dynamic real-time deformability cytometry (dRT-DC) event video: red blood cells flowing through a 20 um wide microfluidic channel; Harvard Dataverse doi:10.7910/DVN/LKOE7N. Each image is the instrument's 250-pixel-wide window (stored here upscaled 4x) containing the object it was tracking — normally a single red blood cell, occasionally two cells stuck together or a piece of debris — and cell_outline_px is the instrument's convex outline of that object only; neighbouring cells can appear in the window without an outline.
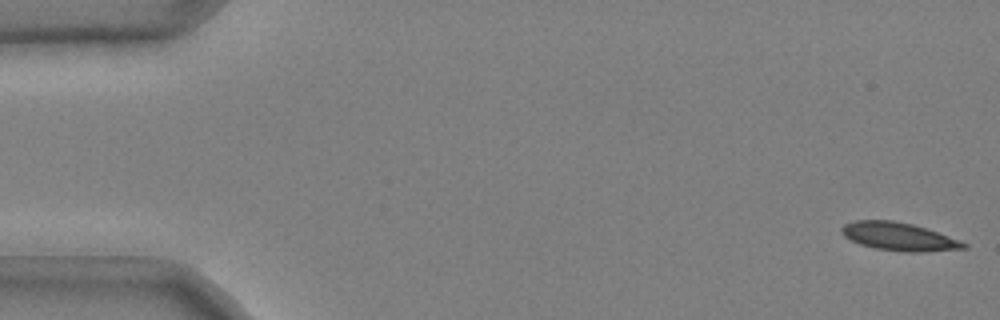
{"species": "common noctule bat (a hibernating species)", "species_latin": "Nyctalus noctula", "temperature_condition": "cold", "stored_images_in_passage": 52, "camera_frame_rate_fps": 3000, "um_per_image_px": 0.085, "animal": {"sex": "male", "body_mass_g": 20.4}, "frame": {"image": 1, "passage_image": 1, "time_ms": 0.0, "image_size_px": [1000, 320], "cell_outline_px": [[968, 248], [924, 252], [908, 252], [876, 248], [860, 244], [844, 236], [840, 232], [840, 228], [844, 224], [856, 220], [892, 220], [912, 224], [960, 240], [968, 244]], "centroid_in_image_um": [76.39, 20.11], "position_along_channel_um": 8.6, "area_um2": 19.83}}
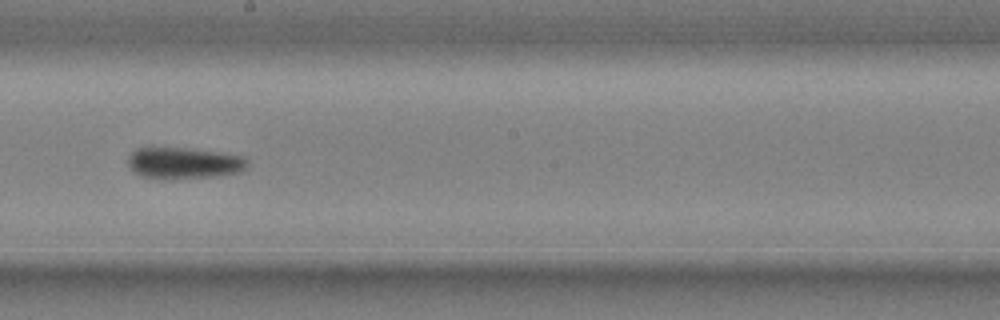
{"frame": {"image": 2, "passage_image": 30, "time_ms": 9.667, "image_size_px": [1000, 320], "cell_outline_px": [[248, 164], [240, 172], [216, 176], [172, 180], [160, 180], [140, 176], [128, 168], [128, 156], [136, 148], [152, 144], [220, 152], [244, 156], [248, 160]], "centroid_in_image_um": [15.53, 13.84], "position_along_channel_um": 232.7, "area_um2": 23.06}}
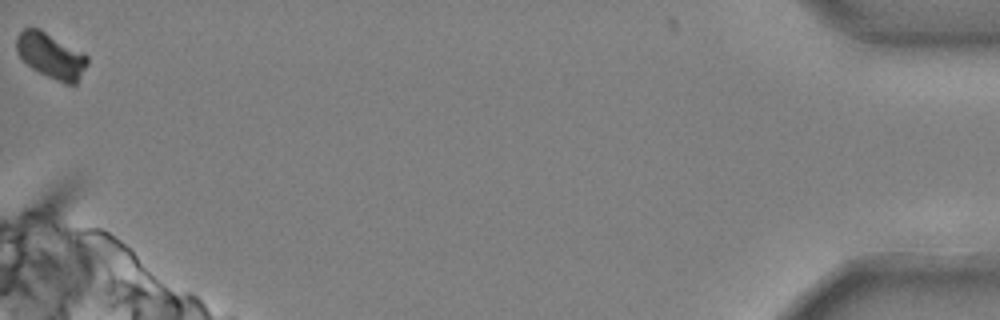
{"frame": {"image": 3, "passage_image": 52, "time_ms": 17.0, "image_size_px": [1000, 320], "cell_outline_px": [[88, 64], [76, 84], [64, 84], [32, 68], [16, 52], [16, 36], [24, 28], [40, 28], [88, 56]], "centroid_in_image_um": [4.33, 4.73], "position_along_channel_um": 430.9, "area_um2": 18.55}, "authors_computed_cell_mechanics": {"area_um2": 20.8658, "velocity_mm_per_s": 3.6778, "shape_relaxation_time_tau1_ms": 6.4734, "shape_relaxation_time_tau2_ms": null, "deformation_change_tau1": 0.1765, "deformation_change_tau2": null}}